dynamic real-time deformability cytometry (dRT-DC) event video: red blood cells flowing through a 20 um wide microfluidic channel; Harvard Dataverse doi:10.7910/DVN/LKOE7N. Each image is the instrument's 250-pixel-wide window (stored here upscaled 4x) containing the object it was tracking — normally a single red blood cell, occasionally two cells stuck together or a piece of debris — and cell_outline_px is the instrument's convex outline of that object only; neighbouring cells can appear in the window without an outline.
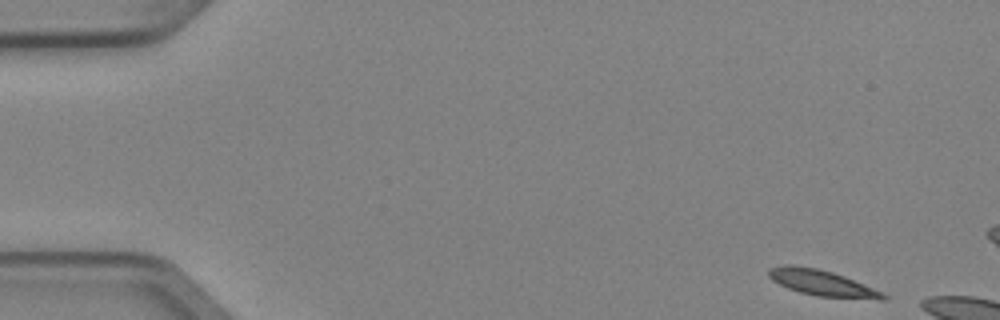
{"species": "Egyptian fruit bat (a non-hibernating species)", "species_latin": "Rousettus aegyptiacus", "temperature_condition": "cold", "stored_images_in_passage": 4, "camera_frame_rate_fps": 3000, "um_per_image_px": 0.085, "animal": {"sex": "female"}, "frame": {"image": 1, "passage_image": 1, "time_ms": 0.0, "image_size_px": [1000, 320], "cell_outline_px": [[888, 300], [880, 300], [816, 296], [800, 292], [788, 288], [772, 280], [768, 276], [768, 268], [784, 264], [792, 264], [816, 268], [832, 272], [844, 276], [884, 292], [888, 296]], "centroid_in_image_um": [69.9, 24.05], "position_along_channel_um": 15.1, "area_um2": 17.46}}